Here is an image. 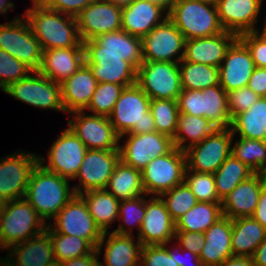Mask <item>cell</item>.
<instances>
[{"label":"cell","instance_id":"30","mask_svg":"<svg viewBox=\"0 0 266 266\" xmlns=\"http://www.w3.org/2000/svg\"><path fill=\"white\" fill-rule=\"evenodd\" d=\"M205 244L199 254L204 266H219L230 256L232 251V219L220 218L205 232Z\"/></svg>","mask_w":266,"mask_h":266},{"label":"cell","instance_id":"48","mask_svg":"<svg viewBox=\"0 0 266 266\" xmlns=\"http://www.w3.org/2000/svg\"><path fill=\"white\" fill-rule=\"evenodd\" d=\"M33 71L21 61L0 49V88L4 91L12 83L19 81Z\"/></svg>","mask_w":266,"mask_h":266},{"label":"cell","instance_id":"8","mask_svg":"<svg viewBox=\"0 0 266 266\" xmlns=\"http://www.w3.org/2000/svg\"><path fill=\"white\" fill-rule=\"evenodd\" d=\"M0 49L28 66L39 71L43 49L26 18L16 16L11 22L0 24Z\"/></svg>","mask_w":266,"mask_h":266},{"label":"cell","instance_id":"37","mask_svg":"<svg viewBox=\"0 0 266 266\" xmlns=\"http://www.w3.org/2000/svg\"><path fill=\"white\" fill-rule=\"evenodd\" d=\"M222 217L221 203L198 202L176 221V231L204 233Z\"/></svg>","mask_w":266,"mask_h":266},{"label":"cell","instance_id":"52","mask_svg":"<svg viewBox=\"0 0 266 266\" xmlns=\"http://www.w3.org/2000/svg\"><path fill=\"white\" fill-rule=\"evenodd\" d=\"M238 38L249 49L255 67L266 68V43L260 40L254 32L240 34Z\"/></svg>","mask_w":266,"mask_h":266},{"label":"cell","instance_id":"43","mask_svg":"<svg viewBox=\"0 0 266 266\" xmlns=\"http://www.w3.org/2000/svg\"><path fill=\"white\" fill-rule=\"evenodd\" d=\"M150 112L154 118L156 132L173 139L179 117L177 100L151 99Z\"/></svg>","mask_w":266,"mask_h":266},{"label":"cell","instance_id":"34","mask_svg":"<svg viewBox=\"0 0 266 266\" xmlns=\"http://www.w3.org/2000/svg\"><path fill=\"white\" fill-rule=\"evenodd\" d=\"M80 196L87 204L96 225L103 233L118 219L120 201L106 189H94L83 192Z\"/></svg>","mask_w":266,"mask_h":266},{"label":"cell","instance_id":"17","mask_svg":"<svg viewBox=\"0 0 266 266\" xmlns=\"http://www.w3.org/2000/svg\"><path fill=\"white\" fill-rule=\"evenodd\" d=\"M119 161V150L87 149L82 165L73 179L79 178L80 182L79 185L72 187L75 194L80 195L89 190L105 189Z\"/></svg>","mask_w":266,"mask_h":266},{"label":"cell","instance_id":"42","mask_svg":"<svg viewBox=\"0 0 266 266\" xmlns=\"http://www.w3.org/2000/svg\"><path fill=\"white\" fill-rule=\"evenodd\" d=\"M231 154L255 173H262L266 166V141L240 137Z\"/></svg>","mask_w":266,"mask_h":266},{"label":"cell","instance_id":"12","mask_svg":"<svg viewBox=\"0 0 266 266\" xmlns=\"http://www.w3.org/2000/svg\"><path fill=\"white\" fill-rule=\"evenodd\" d=\"M38 163L39 155L21 151L0 158V198L4 202L24 198Z\"/></svg>","mask_w":266,"mask_h":266},{"label":"cell","instance_id":"55","mask_svg":"<svg viewBox=\"0 0 266 266\" xmlns=\"http://www.w3.org/2000/svg\"><path fill=\"white\" fill-rule=\"evenodd\" d=\"M247 86L259 97H266V68L255 67Z\"/></svg>","mask_w":266,"mask_h":266},{"label":"cell","instance_id":"22","mask_svg":"<svg viewBox=\"0 0 266 266\" xmlns=\"http://www.w3.org/2000/svg\"><path fill=\"white\" fill-rule=\"evenodd\" d=\"M263 0H217L216 8L225 31L237 36L253 32Z\"/></svg>","mask_w":266,"mask_h":266},{"label":"cell","instance_id":"40","mask_svg":"<svg viewBox=\"0 0 266 266\" xmlns=\"http://www.w3.org/2000/svg\"><path fill=\"white\" fill-rule=\"evenodd\" d=\"M181 86L187 90H202L220 85L219 68L185 60L179 62Z\"/></svg>","mask_w":266,"mask_h":266},{"label":"cell","instance_id":"50","mask_svg":"<svg viewBox=\"0 0 266 266\" xmlns=\"http://www.w3.org/2000/svg\"><path fill=\"white\" fill-rule=\"evenodd\" d=\"M260 97L251 90L248 86L242 87L237 90L227 92L228 110L231 119L248 109L259 99Z\"/></svg>","mask_w":266,"mask_h":266},{"label":"cell","instance_id":"13","mask_svg":"<svg viewBox=\"0 0 266 266\" xmlns=\"http://www.w3.org/2000/svg\"><path fill=\"white\" fill-rule=\"evenodd\" d=\"M141 41L143 61L179 63L183 59L186 40L169 18L154 27Z\"/></svg>","mask_w":266,"mask_h":266},{"label":"cell","instance_id":"3","mask_svg":"<svg viewBox=\"0 0 266 266\" xmlns=\"http://www.w3.org/2000/svg\"><path fill=\"white\" fill-rule=\"evenodd\" d=\"M150 98L135 83L124 87L111 114L108 116L119 139L125 134H142L156 131L150 112Z\"/></svg>","mask_w":266,"mask_h":266},{"label":"cell","instance_id":"1","mask_svg":"<svg viewBox=\"0 0 266 266\" xmlns=\"http://www.w3.org/2000/svg\"><path fill=\"white\" fill-rule=\"evenodd\" d=\"M32 4L24 17L43 51L84 46L79 36L76 17L51 10L39 0H32Z\"/></svg>","mask_w":266,"mask_h":266},{"label":"cell","instance_id":"2","mask_svg":"<svg viewBox=\"0 0 266 266\" xmlns=\"http://www.w3.org/2000/svg\"><path fill=\"white\" fill-rule=\"evenodd\" d=\"M68 182V179L46 170L40 163L32 171L24 198L45 223L74 197L75 192Z\"/></svg>","mask_w":266,"mask_h":266},{"label":"cell","instance_id":"63","mask_svg":"<svg viewBox=\"0 0 266 266\" xmlns=\"http://www.w3.org/2000/svg\"><path fill=\"white\" fill-rule=\"evenodd\" d=\"M10 8H14V3L13 2H7V0H0V14L1 13H7V10Z\"/></svg>","mask_w":266,"mask_h":266},{"label":"cell","instance_id":"35","mask_svg":"<svg viewBox=\"0 0 266 266\" xmlns=\"http://www.w3.org/2000/svg\"><path fill=\"white\" fill-rule=\"evenodd\" d=\"M105 189L119 201L146 195L142 186L141 171L124 164L121 160L116 165Z\"/></svg>","mask_w":266,"mask_h":266},{"label":"cell","instance_id":"20","mask_svg":"<svg viewBox=\"0 0 266 266\" xmlns=\"http://www.w3.org/2000/svg\"><path fill=\"white\" fill-rule=\"evenodd\" d=\"M254 69L255 64L249 49L237 38L228 48L219 66L220 86L226 92L245 87Z\"/></svg>","mask_w":266,"mask_h":266},{"label":"cell","instance_id":"6","mask_svg":"<svg viewBox=\"0 0 266 266\" xmlns=\"http://www.w3.org/2000/svg\"><path fill=\"white\" fill-rule=\"evenodd\" d=\"M52 225L51 222L47 223L53 232L84 238L97 249L99 255L102 252L106 232L103 233L96 225L86 202L80 195H74L54 217V226Z\"/></svg>","mask_w":266,"mask_h":266},{"label":"cell","instance_id":"36","mask_svg":"<svg viewBox=\"0 0 266 266\" xmlns=\"http://www.w3.org/2000/svg\"><path fill=\"white\" fill-rule=\"evenodd\" d=\"M217 129L205 117H197L185 113H179L177 130L172 139L174 147L185 151L201 142L204 138L208 137ZM189 143H185L188 140Z\"/></svg>","mask_w":266,"mask_h":266},{"label":"cell","instance_id":"64","mask_svg":"<svg viewBox=\"0 0 266 266\" xmlns=\"http://www.w3.org/2000/svg\"><path fill=\"white\" fill-rule=\"evenodd\" d=\"M259 29H255L253 32L254 34L260 39L262 40L264 43H266V22L265 25L262 29V32L260 33V31H258Z\"/></svg>","mask_w":266,"mask_h":266},{"label":"cell","instance_id":"18","mask_svg":"<svg viewBox=\"0 0 266 266\" xmlns=\"http://www.w3.org/2000/svg\"><path fill=\"white\" fill-rule=\"evenodd\" d=\"M121 16L122 8L104 0H94L76 16L81 41L120 30Z\"/></svg>","mask_w":266,"mask_h":266},{"label":"cell","instance_id":"7","mask_svg":"<svg viewBox=\"0 0 266 266\" xmlns=\"http://www.w3.org/2000/svg\"><path fill=\"white\" fill-rule=\"evenodd\" d=\"M186 168L185 152L176 147L167 154L151 160L141 171L145 194L159 197L162 193L182 184Z\"/></svg>","mask_w":266,"mask_h":266},{"label":"cell","instance_id":"21","mask_svg":"<svg viewBox=\"0 0 266 266\" xmlns=\"http://www.w3.org/2000/svg\"><path fill=\"white\" fill-rule=\"evenodd\" d=\"M85 53L119 54L122 60L130 62L136 69L143 63L141 38L122 29L98 35L83 42Z\"/></svg>","mask_w":266,"mask_h":266},{"label":"cell","instance_id":"57","mask_svg":"<svg viewBox=\"0 0 266 266\" xmlns=\"http://www.w3.org/2000/svg\"><path fill=\"white\" fill-rule=\"evenodd\" d=\"M252 217L266 229V186L261 191L257 207Z\"/></svg>","mask_w":266,"mask_h":266},{"label":"cell","instance_id":"62","mask_svg":"<svg viewBox=\"0 0 266 266\" xmlns=\"http://www.w3.org/2000/svg\"><path fill=\"white\" fill-rule=\"evenodd\" d=\"M104 1L112 3L113 5L118 6L120 8H124L129 6L135 0H104Z\"/></svg>","mask_w":266,"mask_h":266},{"label":"cell","instance_id":"16","mask_svg":"<svg viewBox=\"0 0 266 266\" xmlns=\"http://www.w3.org/2000/svg\"><path fill=\"white\" fill-rule=\"evenodd\" d=\"M126 135L128 139L125 144L119 145L120 160L139 171L151 160L167 154L174 147L172 138L156 131Z\"/></svg>","mask_w":266,"mask_h":266},{"label":"cell","instance_id":"4","mask_svg":"<svg viewBox=\"0 0 266 266\" xmlns=\"http://www.w3.org/2000/svg\"><path fill=\"white\" fill-rule=\"evenodd\" d=\"M168 18L185 40L208 37L225 31L220 23L216 4L202 0H176Z\"/></svg>","mask_w":266,"mask_h":266},{"label":"cell","instance_id":"39","mask_svg":"<svg viewBox=\"0 0 266 266\" xmlns=\"http://www.w3.org/2000/svg\"><path fill=\"white\" fill-rule=\"evenodd\" d=\"M203 117L217 128H229L231 116L228 110L227 92L220 86L202 89Z\"/></svg>","mask_w":266,"mask_h":266},{"label":"cell","instance_id":"27","mask_svg":"<svg viewBox=\"0 0 266 266\" xmlns=\"http://www.w3.org/2000/svg\"><path fill=\"white\" fill-rule=\"evenodd\" d=\"M166 15L163 17L162 15ZM163 17V18H162ZM168 18V11L148 0H135L122 8L121 29L131 35L143 38L154 27Z\"/></svg>","mask_w":266,"mask_h":266},{"label":"cell","instance_id":"56","mask_svg":"<svg viewBox=\"0 0 266 266\" xmlns=\"http://www.w3.org/2000/svg\"><path fill=\"white\" fill-rule=\"evenodd\" d=\"M99 254L97 249L88 255H84L78 258L70 259L63 264V266H100Z\"/></svg>","mask_w":266,"mask_h":266},{"label":"cell","instance_id":"9","mask_svg":"<svg viewBox=\"0 0 266 266\" xmlns=\"http://www.w3.org/2000/svg\"><path fill=\"white\" fill-rule=\"evenodd\" d=\"M136 84L150 99L177 100L182 91L179 63L143 61Z\"/></svg>","mask_w":266,"mask_h":266},{"label":"cell","instance_id":"26","mask_svg":"<svg viewBox=\"0 0 266 266\" xmlns=\"http://www.w3.org/2000/svg\"><path fill=\"white\" fill-rule=\"evenodd\" d=\"M237 38L233 32L223 31L213 36L186 40L183 60L219 68L228 48Z\"/></svg>","mask_w":266,"mask_h":266},{"label":"cell","instance_id":"61","mask_svg":"<svg viewBox=\"0 0 266 266\" xmlns=\"http://www.w3.org/2000/svg\"><path fill=\"white\" fill-rule=\"evenodd\" d=\"M165 8L168 12L176 0H148Z\"/></svg>","mask_w":266,"mask_h":266},{"label":"cell","instance_id":"60","mask_svg":"<svg viewBox=\"0 0 266 266\" xmlns=\"http://www.w3.org/2000/svg\"><path fill=\"white\" fill-rule=\"evenodd\" d=\"M252 258L254 266H266V238L256 248Z\"/></svg>","mask_w":266,"mask_h":266},{"label":"cell","instance_id":"33","mask_svg":"<svg viewBox=\"0 0 266 266\" xmlns=\"http://www.w3.org/2000/svg\"><path fill=\"white\" fill-rule=\"evenodd\" d=\"M230 129L235 136L266 141V97H260L250 109L232 118Z\"/></svg>","mask_w":266,"mask_h":266},{"label":"cell","instance_id":"54","mask_svg":"<svg viewBox=\"0 0 266 266\" xmlns=\"http://www.w3.org/2000/svg\"><path fill=\"white\" fill-rule=\"evenodd\" d=\"M182 249L189 250L199 256L205 244L204 233L201 232H188V231H175V238Z\"/></svg>","mask_w":266,"mask_h":266},{"label":"cell","instance_id":"28","mask_svg":"<svg viewBox=\"0 0 266 266\" xmlns=\"http://www.w3.org/2000/svg\"><path fill=\"white\" fill-rule=\"evenodd\" d=\"M85 63L84 46L44 50L39 72L61 84Z\"/></svg>","mask_w":266,"mask_h":266},{"label":"cell","instance_id":"68","mask_svg":"<svg viewBox=\"0 0 266 266\" xmlns=\"http://www.w3.org/2000/svg\"><path fill=\"white\" fill-rule=\"evenodd\" d=\"M261 174L266 178V166L264 167V170Z\"/></svg>","mask_w":266,"mask_h":266},{"label":"cell","instance_id":"41","mask_svg":"<svg viewBox=\"0 0 266 266\" xmlns=\"http://www.w3.org/2000/svg\"><path fill=\"white\" fill-rule=\"evenodd\" d=\"M52 241L55 261L64 263L92 253L96 248L86 239L53 232L48 226L45 229Z\"/></svg>","mask_w":266,"mask_h":266},{"label":"cell","instance_id":"46","mask_svg":"<svg viewBox=\"0 0 266 266\" xmlns=\"http://www.w3.org/2000/svg\"><path fill=\"white\" fill-rule=\"evenodd\" d=\"M145 204L146 200L142 196H139L134 199L122 200L119 203L118 219L123 220V223L129 228L124 227V224L120 223L117 229L113 230V233L119 235H132L133 225L137 226L138 234L145 217ZM131 224H133L131 226Z\"/></svg>","mask_w":266,"mask_h":266},{"label":"cell","instance_id":"19","mask_svg":"<svg viewBox=\"0 0 266 266\" xmlns=\"http://www.w3.org/2000/svg\"><path fill=\"white\" fill-rule=\"evenodd\" d=\"M176 222L172 219L160 197L146 199L145 217L141 224L138 239L142 246L169 245L175 238Z\"/></svg>","mask_w":266,"mask_h":266},{"label":"cell","instance_id":"49","mask_svg":"<svg viewBox=\"0 0 266 266\" xmlns=\"http://www.w3.org/2000/svg\"><path fill=\"white\" fill-rule=\"evenodd\" d=\"M176 249L170 250L164 244L142 246L140 266H179Z\"/></svg>","mask_w":266,"mask_h":266},{"label":"cell","instance_id":"31","mask_svg":"<svg viewBox=\"0 0 266 266\" xmlns=\"http://www.w3.org/2000/svg\"><path fill=\"white\" fill-rule=\"evenodd\" d=\"M106 235L110 236L105 245L104 263L100 262V266H140L142 244L139 239L136 243L130 235L113 232H106Z\"/></svg>","mask_w":266,"mask_h":266},{"label":"cell","instance_id":"66","mask_svg":"<svg viewBox=\"0 0 266 266\" xmlns=\"http://www.w3.org/2000/svg\"><path fill=\"white\" fill-rule=\"evenodd\" d=\"M4 204H5V202L0 198V215H1L2 211H3Z\"/></svg>","mask_w":266,"mask_h":266},{"label":"cell","instance_id":"45","mask_svg":"<svg viewBox=\"0 0 266 266\" xmlns=\"http://www.w3.org/2000/svg\"><path fill=\"white\" fill-rule=\"evenodd\" d=\"M123 89V85L116 83H98L86 109L90 110L95 115L108 117L111 114L115 103L118 101Z\"/></svg>","mask_w":266,"mask_h":266},{"label":"cell","instance_id":"59","mask_svg":"<svg viewBox=\"0 0 266 266\" xmlns=\"http://www.w3.org/2000/svg\"><path fill=\"white\" fill-rule=\"evenodd\" d=\"M219 266H254L253 258L248 256H230Z\"/></svg>","mask_w":266,"mask_h":266},{"label":"cell","instance_id":"23","mask_svg":"<svg viewBox=\"0 0 266 266\" xmlns=\"http://www.w3.org/2000/svg\"><path fill=\"white\" fill-rule=\"evenodd\" d=\"M265 186L266 178L261 173L241 182L222 199L223 216L230 219L252 217Z\"/></svg>","mask_w":266,"mask_h":266},{"label":"cell","instance_id":"65","mask_svg":"<svg viewBox=\"0 0 266 266\" xmlns=\"http://www.w3.org/2000/svg\"><path fill=\"white\" fill-rule=\"evenodd\" d=\"M48 266H63L61 262L54 261L53 263L49 264Z\"/></svg>","mask_w":266,"mask_h":266},{"label":"cell","instance_id":"10","mask_svg":"<svg viewBox=\"0 0 266 266\" xmlns=\"http://www.w3.org/2000/svg\"><path fill=\"white\" fill-rule=\"evenodd\" d=\"M234 135L229 128H217L198 144L186 149L188 170L214 174L231 155Z\"/></svg>","mask_w":266,"mask_h":266},{"label":"cell","instance_id":"29","mask_svg":"<svg viewBox=\"0 0 266 266\" xmlns=\"http://www.w3.org/2000/svg\"><path fill=\"white\" fill-rule=\"evenodd\" d=\"M92 70L84 63L61 85V99L65 112L85 111L97 87Z\"/></svg>","mask_w":266,"mask_h":266},{"label":"cell","instance_id":"24","mask_svg":"<svg viewBox=\"0 0 266 266\" xmlns=\"http://www.w3.org/2000/svg\"><path fill=\"white\" fill-rule=\"evenodd\" d=\"M85 63L92 70L98 83L111 82L124 87L134 85L137 69L119 54L85 53Z\"/></svg>","mask_w":266,"mask_h":266},{"label":"cell","instance_id":"15","mask_svg":"<svg viewBox=\"0 0 266 266\" xmlns=\"http://www.w3.org/2000/svg\"><path fill=\"white\" fill-rule=\"evenodd\" d=\"M85 111L71 112L74 119L68 120V127L83 142L87 149L119 150L120 139L109 118L101 115H87Z\"/></svg>","mask_w":266,"mask_h":266},{"label":"cell","instance_id":"67","mask_svg":"<svg viewBox=\"0 0 266 266\" xmlns=\"http://www.w3.org/2000/svg\"><path fill=\"white\" fill-rule=\"evenodd\" d=\"M202 1H206V2H209V3H213V4L217 3V0H202Z\"/></svg>","mask_w":266,"mask_h":266},{"label":"cell","instance_id":"5","mask_svg":"<svg viewBox=\"0 0 266 266\" xmlns=\"http://www.w3.org/2000/svg\"><path fill=\"white\" fill-rule=\"evenodd\" d=\"M46 226L25 198L5 202L0 215L2 250L39 235Z\"/></svg>","mask_w":266,"mask_h":266},{"label":"cell","instance_id":"11","mask_svg":"<svg viewBox=\"0 0 266 266\" xmlns=\"http://www.w3.org/2000/svg\"><path fill=\"white\" fill-rule=\"evenodd\" d=\"M33 73L36 76L30 73L12 83L4 92L33 107L65 112L61 99V85L39 71Z\"/></svg>","mask_w":266,"mask_h":266},{"label":"cell","instance_id":"47","mask_svg":"<svg viewBox=\"0 0 266 266\" xmlns=\"http://www.w3.org/2000/svg\"><path fill=\"white\" fill-rule=\"evenodd\" d=\"M184 182L198 202L222 203L216 192L215 178L211 173H200L186 168Z\"/></svg>","mask_w":266,"mask_h":266},{"label":"cell","instance_id":"58","mask_svg":"<svg viewBox=\"0 0 266 266\" xmlns=\"http://www.w3.org/2000/svg\"><path fill=\"white\" fill-rule=\"evenodd\" d=\"M177 246H179L177 248V263L179 266H204L203 263L201 262V260L199 259V256L197 254H194L193 252L189 251V250H185V249H182V247L178 244ZM180 250V251H179ZM180 252H183V254L180 255ZM187 253L188 257H191L193 259L194 262H192V264L190 265V263H188V257H187V260H186V256L185 255ZM185 255V257H184ZM184 257V259H183ZM191 259V260H192Z\"/></svg>","mask_w":266,"mask_h":266},{"label":"cell","instance_id":"51","mask_svg":"<svg viewBox=\"0 0 266 266\" xmlns=\"http://www.w3.org/2000/svg\"><path fill=\"white\" fill-rule=\"evenodd\" d=\"M179 113L203 117L202 91L182 89L177 99Z\"/></svg>","mask_w":266,"mask_h":266},{"label":"cell","instance_id":"14","mask_svg":"<svg viewBox=\"0 0 266 266\" xmlns=\"http://www.w3.org/2000/svg\"><path fill=\"white\" fill-rule=\"evenodd\" d=\"M87 151L83 142L68 127L61 132L48 151V163L39 155V163L48 171L74 179Z\"/></svg>","mask_w":266,"mask_h":266},{"label":"cell","instance_id":"38","mask_svg":"<svg viewBox=\"0 0 266 266\" xmlns=\"http://www.w3.org/2000/svg\"><path fill=\"white\" fill-rule=\"evenodd\" d=\"M254 174L253 170L231 154L213 174L217 195L222 200L237 185Z\"/></svg>","mask_w":266,"mask_h":266},{"label":"cell","instance_id":"53","mask_svg":"<svg viewBox=\"0 0 266 266\" xmlns=\"http://www.w3.org/2000/svg\"><path fill=\"white\" fill-rule=\"evenodd\" d=\"M47 8L76 17L94 0H39Z\"/></svg>","mask_w":266,"mask_h":266},{"label":"cell","instance_id":"25","mask_svg":"<svg viewBox=\"0 0 266 266\" xmlns=\"http://www.w3.org/2000/svg\"><path fill=\"white\" fill-rule=\"evenodd\" d=\"M8 249H12L7 254L9 258H0V266H48L55 261L50 234L46 230Z\"/></svg>","mask_w":266,"mask_h":266},{"label":"cell","instance_id":"44","mask_svg":"<svg viewBox=\"0 0 266 266\" xmlns=\"http://www.w3.org/2000/svg\"><path fill=\"white\" fill-rule=\"evenodd\" d=\"M159 197L175 222L198 203L196 196L185 182L162 193Z\"/></svg>","mask_w":266,"mask_h":266},{"label":"cell","instance_id":"69","mask_svg":"<svg viewBox=\"0 0 266 266\" xmlns=\"http://www.w3.org/2000/svg\"><path fill=\"white\" fill-rule=\"evenodd\" d=\"M0 248H2V235H1V231H0Z\"/></svg>","mask_w":266,"mask_h":266},{"label":"cell","instance_id":"32","mask_svg":"<svg viewBox=\"0 0 266 266\" xmlns=\"http://www.w3.org/2000/svg\"><path fill=\"white\" fill-rule=\"evenodd\" d=\"M266 238V229L253 217L232 219V251L234 256L253 257Z\"/></svg>","mask_w":266,"mask_h":266}]
</instances>
